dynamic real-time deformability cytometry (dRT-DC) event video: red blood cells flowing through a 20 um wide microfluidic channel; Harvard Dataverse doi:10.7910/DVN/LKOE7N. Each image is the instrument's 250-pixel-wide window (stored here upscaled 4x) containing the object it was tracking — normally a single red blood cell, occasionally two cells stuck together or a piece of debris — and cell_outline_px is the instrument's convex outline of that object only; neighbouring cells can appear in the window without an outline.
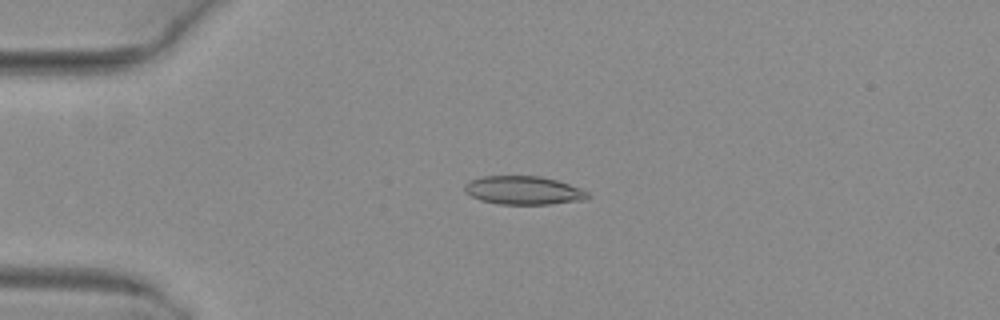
{"species": "common noctule bat (a hibernating species)", "species_latin": "Nyctalus noctula", "temperature_condition": "warm", "stored_images_in_passage": 5, "camera_frame_rate_fps": 3000, "um_per_image_px": 0.085, "animal": {"sex": "female", "body_mass_g": 29.2, "forearm_length_mm": 56.3}, "frame": {"image": 1, "passage_image": 3, "time_ms": 0.667, "image_size_px": [1000, 320], "cell_outline_px": [[588, 200], [548, 204], [500, 204], [480, 200], [464, 192], [464, 184], [480, 176], [540, 176], [556, 180], [580, 188], [588, 192]], "centroid_in_image_um": [44.49, 16.18], "position_along_channel_um": 40.5, "area_um2": 20.4}}
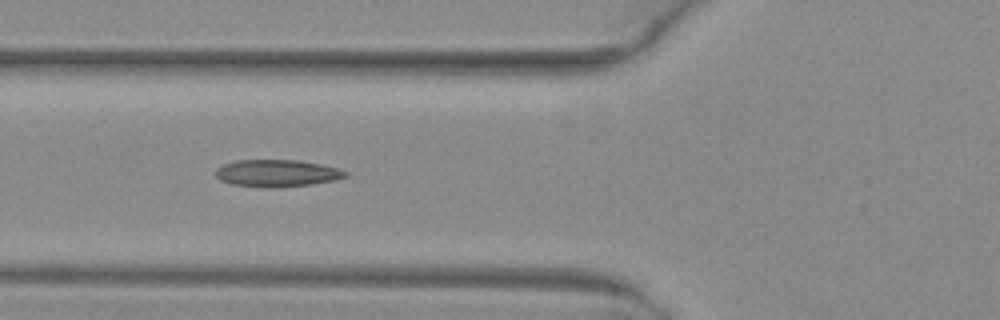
{"frame": {"image": 2, "passage_image": 5, "time_ms": 1.333, "image_size_px": [1000, 320], "cell_outline_px": [[348, 176], [336, 180], [312, 184], [280, 188], [260, 188], [232, 184], [220, 180], [216, 176], [216, 168], [224, 164], [236, 160], [296, 160], [320, 164], [336, 168], [348, 172]], "centroid_in_image_um": [23.53, 14.74], "position_along_channel_um": 102.3, "area_um2": 20.69}}